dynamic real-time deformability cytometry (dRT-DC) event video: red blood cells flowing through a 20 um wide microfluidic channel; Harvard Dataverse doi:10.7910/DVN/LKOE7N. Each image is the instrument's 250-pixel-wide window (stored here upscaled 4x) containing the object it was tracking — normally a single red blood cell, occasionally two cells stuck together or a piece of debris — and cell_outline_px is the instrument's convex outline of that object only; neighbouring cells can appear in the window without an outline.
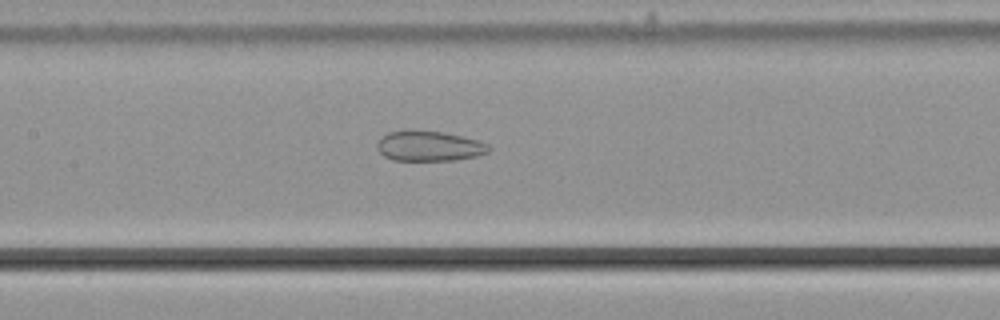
{"species": "common noctule bat (a hibernating species)", "species_latin": "Nyctalus noctula", "temperature_condition": "cold", "stored_images_in_passage": 45, "segment_of_instrument_passage": [1, 2], "camera_frame_rate_fps": 3000, "um_per_image_px": 0.085, "animal": {"sex": "male", "body_mass_g": 21.5, "forearm_length_mm": 52.0}, "frame": {"image": 1, "passage_image": 26, "time_ms": 8.333, "image_size_px": [1000, 320], "cell_outline_px": [[492, 148], [488, 152], [476, 156], [456, 160], [392, 160], [384, 156], [376, 148], [376, 144], [380, 136], [388, 132], [404, 128], [444, 132], [476, 140], [488, 144]], "centroid_in_image_um": [36.41, 12.39], "position_along_channel_um": 171.0, "area_um2": 20.06}}
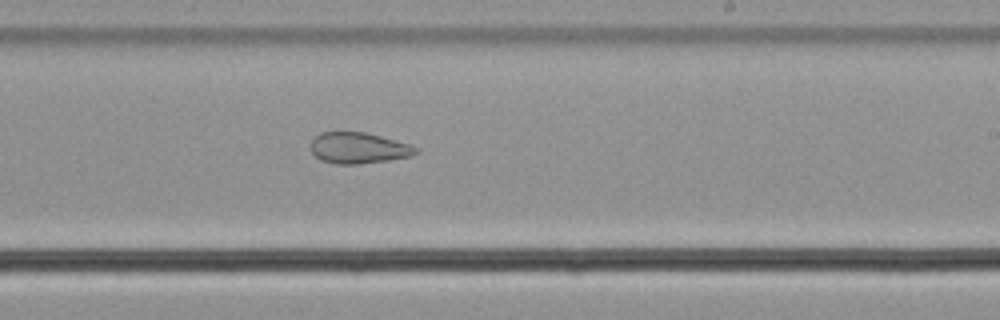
{"frame": {"image": 2, "passage_image": 33, "time_ms": 10.667, "image_size_px": [1000, 320], "cell_outline_px": [[416, 152], [412, 156], [388, 160], [356, 164], [336, 164], [320, 160], [312, 152], [312, 140], [320, 132], [364, 132], [380, 136], [408, 144], [416, 148]], "centroid_in_image_um": [30.44, 12.58], "position_along_channel_um": 258.6, "area_um2": 18.67}}
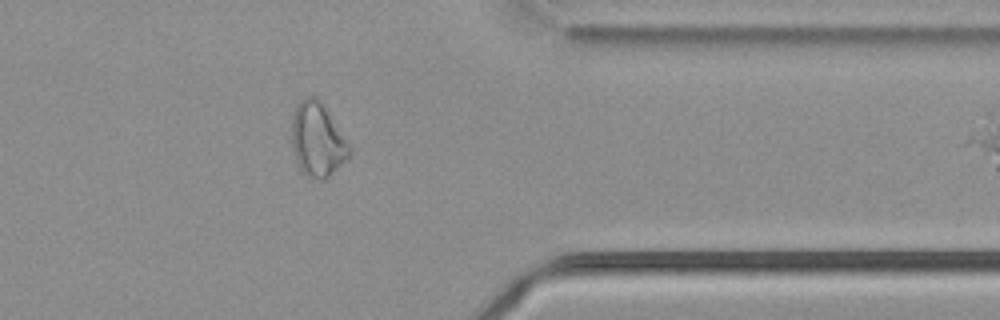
{"frame": {"image": 3, "passage_image": 44, "time_ms": 14.333, "image_size_px": [1000, 320], "cell_outline_px": [[352, 152], [324, 180], [316, 180], [308, 176], [296, 164], [292, 148], [292, 112], [296, 104], [304, 96], [316, 96], [320, 100], [352, 144]], "centroid_in_image_um": [26.98, 11.83], "position_along_channel_um": 384.4, "area_um2": 25.26}}